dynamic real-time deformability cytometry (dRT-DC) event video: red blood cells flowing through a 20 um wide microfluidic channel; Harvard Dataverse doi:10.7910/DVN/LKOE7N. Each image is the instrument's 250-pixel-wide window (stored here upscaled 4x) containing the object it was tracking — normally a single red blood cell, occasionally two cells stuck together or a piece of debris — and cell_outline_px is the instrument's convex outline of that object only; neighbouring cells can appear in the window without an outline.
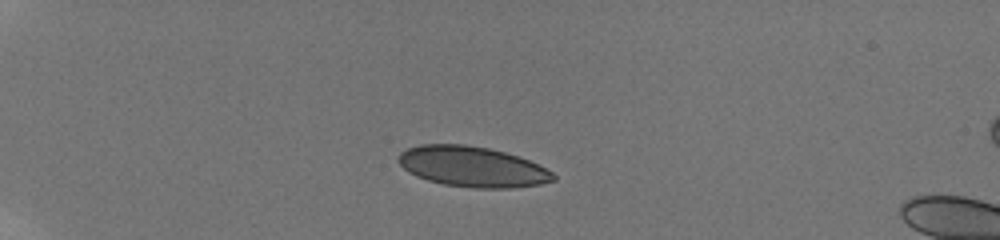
{"species": "human", "species_latin": "Homo sapiens", "temperature_condition": "room temperature", "stored_images_in_passage": 6, "camera_frame_rate_fps": 3000, "um_per_image_px": 0.085, "donor": {"sex": "male"}, "frame": {"image": 1, "passage_image": 1, "time_ms": 0.0, "image_size_px": [1000, 240], "cell_outline_px": [[556, 180], [540, 184], [508, 188], [472, 188], [444, 184], [428, 180], [416, 176], [408, 172], [396, 160], [396, 156], [400, 152], [408, 148], [420, 144], [464, 144], [488, 148], [504, 152], [528, 160], [552, 172], [556, 176]], "centroid_in_image_um": [40.1, 14.17], "position_along_channel_um": 44.9, "area_um2": 36.41}}